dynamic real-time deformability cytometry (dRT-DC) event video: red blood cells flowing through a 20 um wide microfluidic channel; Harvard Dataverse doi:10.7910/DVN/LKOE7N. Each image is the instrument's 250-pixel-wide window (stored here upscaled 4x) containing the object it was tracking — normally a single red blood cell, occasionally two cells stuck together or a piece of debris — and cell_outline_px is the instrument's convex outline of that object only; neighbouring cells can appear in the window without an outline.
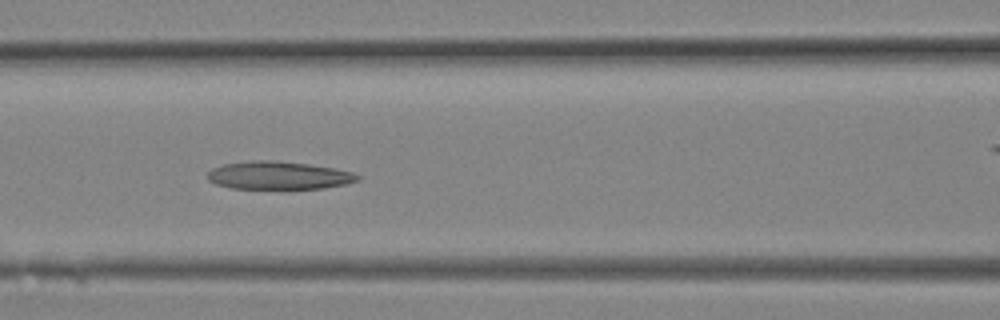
{"species": "Egyptian fruit bat (a non-hibernating species)", "species_latin": "Rousettus aegyptiacus", "temperature_condition": "room temperature", "stored_images_in_passage": 14, "segment_of_instrument_passage": [1, 2], "camera_frame_rate_fps": 3000, "um_per_image_px": 0.085, "animal": {"sex": "female"}, "frame": {"image": 1, "passage_image": 10, "time_ms": 3.0, "image_size_px": [1000, 320], "cell_outline_px": [[360, 180], [344, 184], [324, 188], [288, 192], [232, 188], [216, 184], [208, 180], [208, 172], [212, 168], [224, 164], [252, 160], [272, 160], [308, 164], [336, 168], [352, 172], [360, 176]], "centroid_in_image_um": [23.7, 14.96], "position_along_channel_um": 142.9, "area_um2": 25.61}}
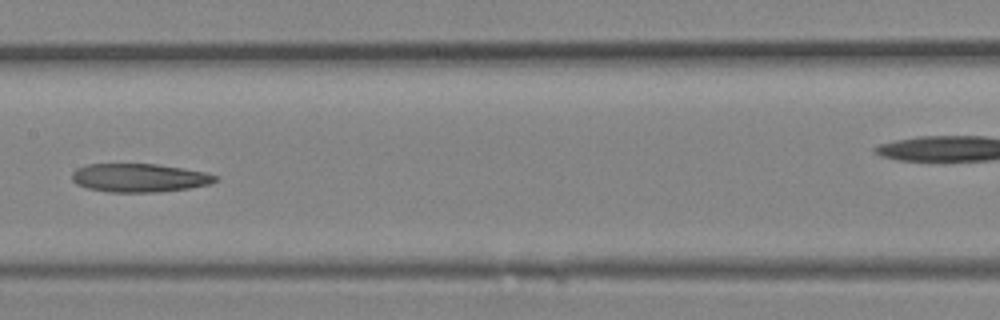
{"frame": {"image": 2, "passage_image": 12, "time_ms": 3.667, "image_size_px": [1000, 320], "cell_outline_px": [[220, 180], [212, 184], [188, 188], [156, 192], [112, 192], [88, 188], [76, 184], [72, 180], [72, 172], [76, 168], [88, 164], [156, 164], [184, 168], [208, 172], [220, 176]], "centroid_in_image_um": [11.91, 15.11], "position_along_channel_um": 195.5, "area_um2": 24.04}}